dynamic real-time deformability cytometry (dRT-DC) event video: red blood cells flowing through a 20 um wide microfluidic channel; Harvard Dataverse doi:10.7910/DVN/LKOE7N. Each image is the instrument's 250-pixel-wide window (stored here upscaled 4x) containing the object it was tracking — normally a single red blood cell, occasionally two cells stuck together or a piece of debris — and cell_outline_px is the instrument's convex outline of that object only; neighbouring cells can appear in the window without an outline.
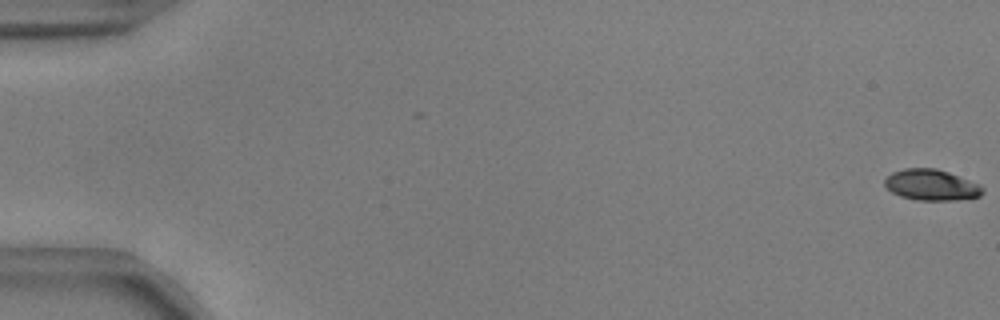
{"species": "common noctule bat (a hibernating species)", "species_latin": "Nyctalus noctula", "temperature_condition": "warm", "stored_images_in_passage": 56, "camera_frame_rate_fps": 3000, "um_per_image_px": 0.085, "animal": {"sex": "male", "body_mass_g": 17.9, "forearm_length_mm": 54.2}, "frame": {"image": 1, "passage_image": 1, "time_ms": 0.0, "image_size_px": [1000, 320], "cell_outline_px": [[984, 192], [980, 196], [956, 200], [916, 200], [900, 196], [892, 192], [884, 184], [884, 180], [892, 172], [904, 168], [936, 168], [948, 172], [980, 184], [984, 188]], "centroid_in_image_um": [79.18, 15.72], "position_along_channel_um": 5.8, "area_um2": 17.69}}
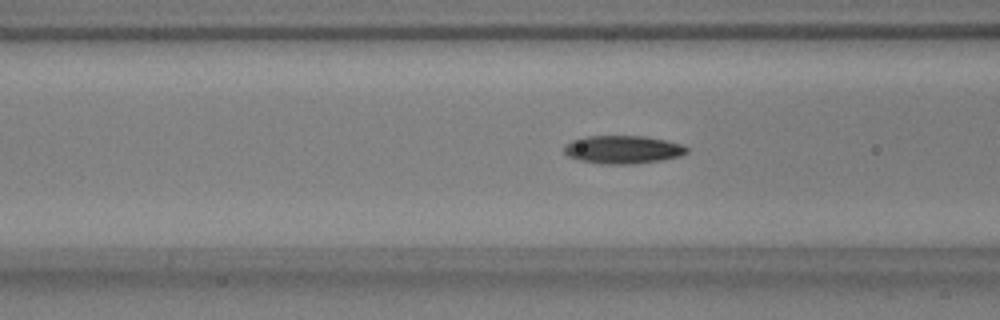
{"frame": {"image": 2, "passage_image": 23, "time_ms": 7.333, "image_size_px": [1000, 320], "cell_outline_px": [[688, 152], [680, 156], [660, 160], [632, 164], [600, 164], [580, 160], [568, 156], [564, 152], [564, 144], [572, 140], [584, 136], [644, 136], [684, 144], [688, 148]], "centroid_in_image_um": [52.93, 12.71], "position_along_channel_um": 113.7, "area_um2": 20.17}}
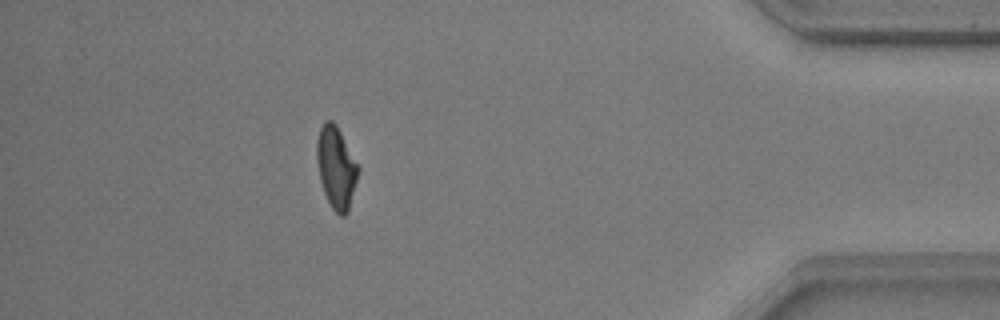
{"frame": {"image": 3, "passage_image": 50, "time_ms": 16.333, "image_size_px": [1000, 320], "cell_outline_px": [[360, 168], [348, 212], [344, 216], [340, 216], [332, 208], [324, 192], [320, 180], [316, 160], [316, 140], [320, 128], [324, 120], [332, 120], [336, 124]], "centroid_in_image_um": [28.56, 14.22], "position_along_channel_um": 406.6, "area_um2": 19.77}, "authors_computed_cell_mechanics": {"area_um2": 19.2474, "velocity_mm_per_s": 3.7395, "shape_relaxation_time_tau1_ms": 5.0045, "shape_relaxation_time_tau2_ms": 3.4149, "deformation_change_tau1": 0.197, "deformation_change_tau2": 0.0907}}